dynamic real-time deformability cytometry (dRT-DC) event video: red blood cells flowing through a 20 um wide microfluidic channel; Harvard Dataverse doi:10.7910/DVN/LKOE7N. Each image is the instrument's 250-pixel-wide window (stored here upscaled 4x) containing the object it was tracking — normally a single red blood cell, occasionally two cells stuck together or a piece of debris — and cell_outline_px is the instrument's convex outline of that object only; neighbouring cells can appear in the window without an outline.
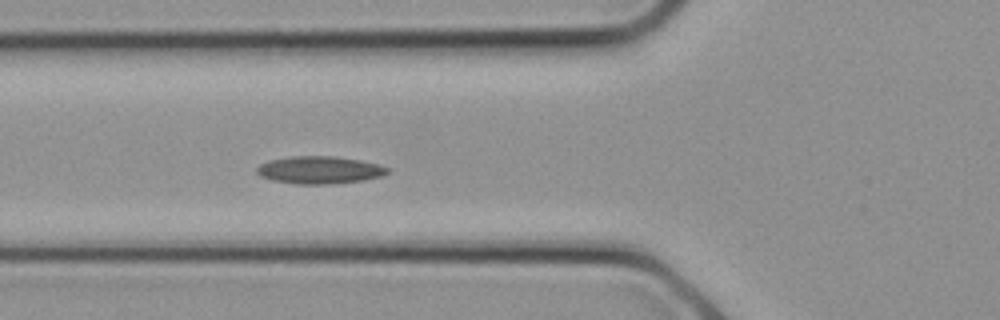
{"species": "common noctule bat (a hibernating species)", "species_latin": "Nyctalus noctula", "temperature_condition": "cold", "stored_images_in_passage": 9, "camera_frame_rate_fps": 3000, "um_per_image_px": 0.085, "animal": {"sex": "female", "body_mass_g": 21.9}, "frame": {"image": 1, "passage_image": 9, "time_ms": 2.667, "image_size_px": [1000, 320], "cell_outline_px": [[392, 172], [380, 176], [364, 180], [328, 184], [296, 184], [272, 180], [260, 176], [256, 172], [256, 168], [260, 164], [268, 160], [288, 156], [332, 156], [360, 160], [380, 164], [392, 168]], "centroid_in_image_um": [27.18, 14.44], "position_along_channel_um": 98.6, "area_um2": 21.21}}